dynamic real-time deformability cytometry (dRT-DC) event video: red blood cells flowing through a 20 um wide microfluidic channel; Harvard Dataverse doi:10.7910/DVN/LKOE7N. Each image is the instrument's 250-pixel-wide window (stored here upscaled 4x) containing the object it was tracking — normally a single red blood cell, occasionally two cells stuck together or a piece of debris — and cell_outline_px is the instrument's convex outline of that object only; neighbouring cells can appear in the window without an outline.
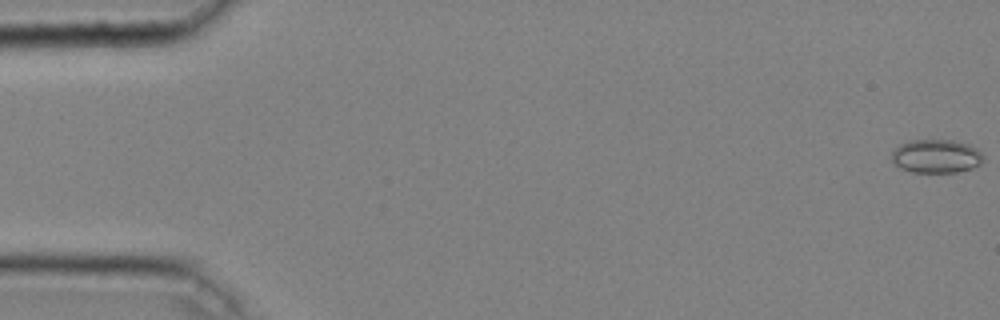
{"species": "common noctule bat (a hibernating species)", "species_latin": "Nyctalus noctula", "temperature_condition": "cold", "stored_images_in_passage": 47, "camera_frame_rate_fps": 3000, "um_per_image_px": 0.085, "animal": {"sex": "male", "body_mass_g": 20.4}, "frame": {"image": 1, "passage_image": 1, "time_ms": 0.0, "image_size_px": [1000, 320], "cell_outline_px": [[984, 160], [980, 164], [972, 168], [956, 172], [912, 172], [900, 168], [892, 160], [892, 152], [900, 144], [912, 140], [952, 140], [968, 144], [976, 148], [984, 156]], "centroid_in_image_um": [79.59, 13.28], "position_along_channel_um": 5.4, "area_um2": 17.86}}
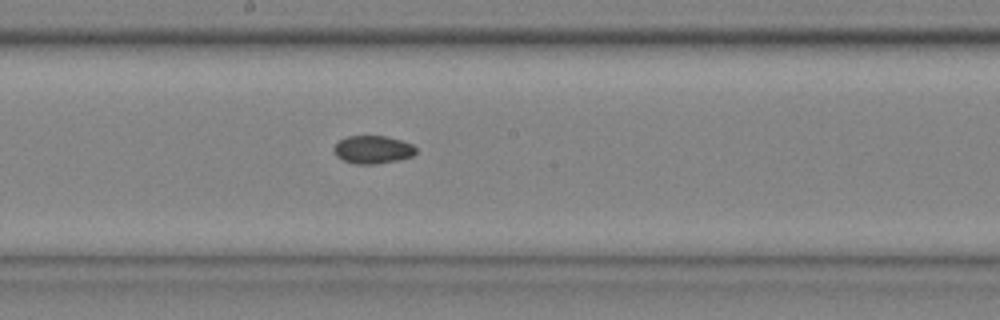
{"frame": {"image": 2, "passage_image": 27, "time_ms": 8.667, "image_size_px": [1000, 320], "cell_outline_px": [[416, 152], [412, 156], [396, 160], [376, 164], [356, 164], [344, 160], [336, 156], [332, 148], [340, 140], [348, 136], [384, 136], [400, 140], [412, 144], [416, 148]], "centroid_in_image_um": [31.67, 12.72], "position_along_channel_um": 216.5, "area_um2": 13.24}}
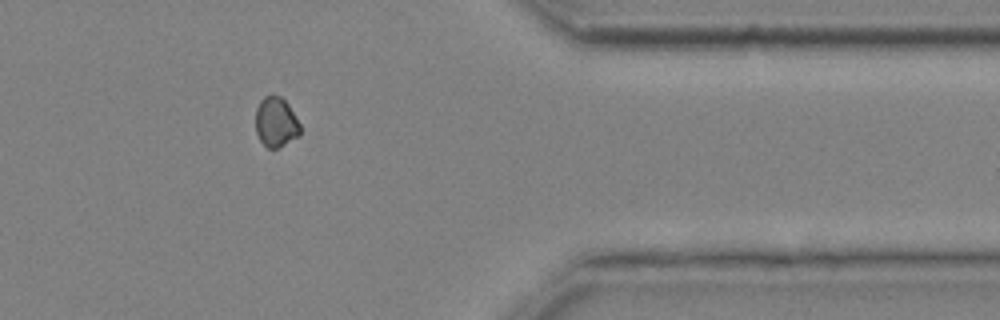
{"frame": {"image": 3, "passage_image": 41, "time_ms": 13.333, "image_size_px": [1000, 320], "cell_outline_px": [[300, 136], [276, 148], [268, 148], [260, 140], [256, 132], [256, 108], [260, 100], [264, 96], [272, 92], [280, 96], [288, 104], [300, 124]], "centroid_in_image_um": [23.45, 10.34], "position_along_channel_um": 388.0, "area_um2": 13.06}, "authors_computed_cell_mechanics": {"area_um2": 13.9876, "velocity_mm_per_s": 4.0691, "shape_relaxation_time_tau1_ms": null, "shape_relaxation_time_tau2_ms": 6.7236, "deformation_change_tau1": null, "deformation_change_tau2": 0.0665}}